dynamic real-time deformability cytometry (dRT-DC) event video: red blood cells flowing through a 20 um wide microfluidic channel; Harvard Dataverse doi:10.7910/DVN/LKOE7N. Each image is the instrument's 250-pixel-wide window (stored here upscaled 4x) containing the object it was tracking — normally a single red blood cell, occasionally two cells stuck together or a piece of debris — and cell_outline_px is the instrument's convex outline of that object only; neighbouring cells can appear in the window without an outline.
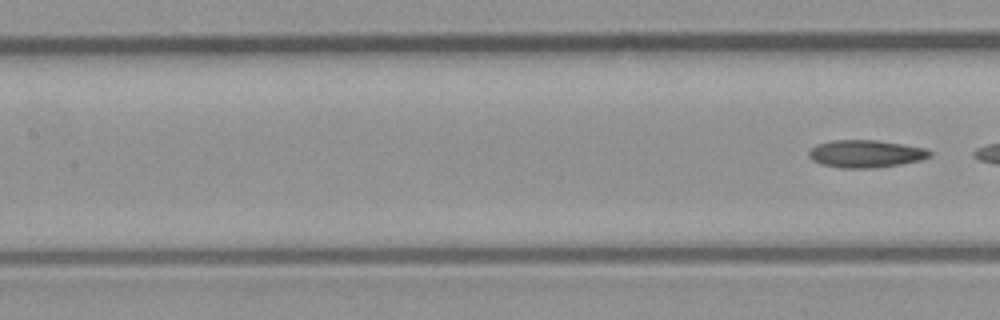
{"species": "common noctule bat (a hibernating species)", "species_latin": "Nyctalus noctula", "temperature_condition": "room temperature", "stored_images_in_passage": 8, "segment_of_instrument_passage": [2, 2], "camera_frame_rate_fps": 3000, "um_per_image_px": 0.085, "animal": {"sex": "male", "body_mass_g": 23.1, "forearm_length_mm": 52.7}, "frame": {"image": 1, "passage_image": 8, "time_ms": 2.333, "image_size_px": [1000, 320], "cell_outline_px": [[932, 156], [920, 160], [900, 164], [872, 168], [840, 168], [820, 164], [812, 160], [808, 156], [808, 152], [816, 144], [832, 140], [876, 140], [904, 144], [928, 148], [932, 152]], "centroid_in_image_um": [73.59, 13.06], "position_along_channel_um": 133.8, "area_um2": 19.59}}